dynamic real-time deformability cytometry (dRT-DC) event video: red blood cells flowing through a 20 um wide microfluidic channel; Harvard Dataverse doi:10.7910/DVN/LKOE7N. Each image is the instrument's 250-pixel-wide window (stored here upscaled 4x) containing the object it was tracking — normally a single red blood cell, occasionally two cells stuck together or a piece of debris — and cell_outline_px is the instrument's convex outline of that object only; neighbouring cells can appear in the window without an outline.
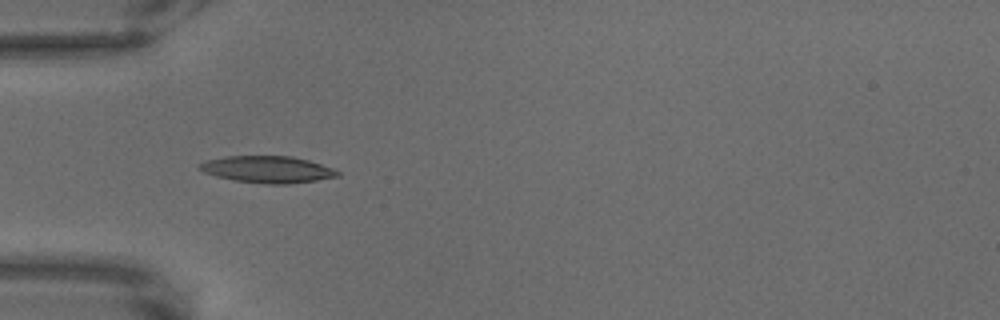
{"species": "common noctule bat (a hibernating species)", "species_latin": "Nyctalus noctula", "temperature_condition": "warm", "stored_images_in_passage": 10, "camera_frame_rate_fps": 3000, "um_per_image_px": 0.085, "animal": {"sex": "male", "body_mass_g": 18.8}, "frame": {"image": 1, "passage_image": 1, "time_ms": 0.0, "image_size_px": [1000, 320], "cell_outline_px": [[340, 176], [316, 180], [288, 184], [264, 184], [232, 180], [216, 176], [204, 172], [196, 168], [196, 164], [208, 160], [224, 156], [292, 156], [308, 160], [332, 168], [340, 172]], "centroid_in_image_um": [22.7, 14.4], "position_along_channel_um": 62.3, "area_um2": 21.68}}
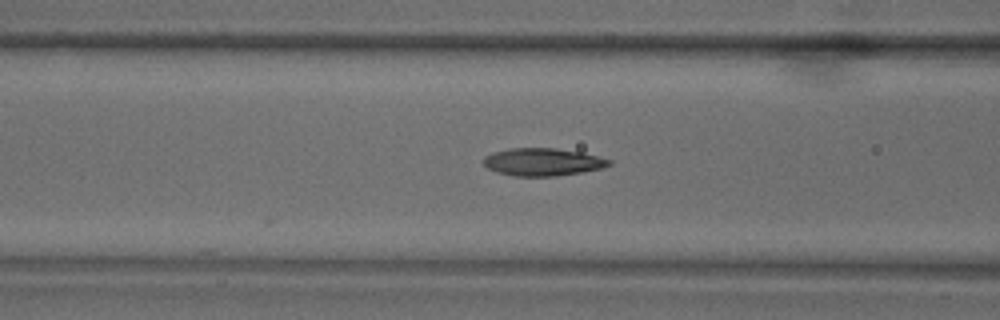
{"frame": {"image": 2, "passage_image": 7, "time_ms": 2.0, "image_size_px": [1000, 320], "cell_outline_px": [[612, 164], [600, 168], [580, 172], [556, 176], [512, 176], [496, 172], [488, 168], [484, 164], [484, 156], [492, 152], [508, 148], [556, 148], [584, 152], [612, 160]], "centroid_in_image_um": [46.12, 13.76], "position_along_channel_um": 120.5, "area_um2": 20.35}}